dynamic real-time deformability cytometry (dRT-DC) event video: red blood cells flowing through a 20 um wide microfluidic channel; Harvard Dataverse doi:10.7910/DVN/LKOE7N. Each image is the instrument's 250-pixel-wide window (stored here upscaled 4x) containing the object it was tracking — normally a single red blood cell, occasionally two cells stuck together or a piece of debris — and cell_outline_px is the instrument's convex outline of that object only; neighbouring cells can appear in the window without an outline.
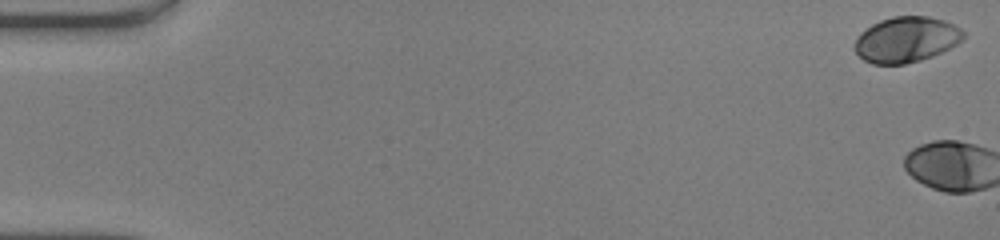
{"species": "human", "species_latin": "Homo sapiens", "temperature_condition": "warm", "stored_images_in_passage": 3, "camera_frame_rate_fps": 3000, "um_per_image_px": 0.085, "donor": {"sex": "male"}, "frame": {"image": 1, "passage_image": 1, "time_ms": 0.0, "image_size_px": [1000, 240], "cell_outline_px": [[964, 36], [956, 44], [932, 56], [920, 60], [904, 64], [872, 64], [864, 60], [852, 48], [856, 36], [860, 32], [872, 24], [880, 20], [892, 16], [928, 16], [944, 20], [960, 28], [964, 32]], "centroid_in_image_um": [76.97, 3.35], "position_along_channel_um": 8.0, "area_um2": 28.9}}